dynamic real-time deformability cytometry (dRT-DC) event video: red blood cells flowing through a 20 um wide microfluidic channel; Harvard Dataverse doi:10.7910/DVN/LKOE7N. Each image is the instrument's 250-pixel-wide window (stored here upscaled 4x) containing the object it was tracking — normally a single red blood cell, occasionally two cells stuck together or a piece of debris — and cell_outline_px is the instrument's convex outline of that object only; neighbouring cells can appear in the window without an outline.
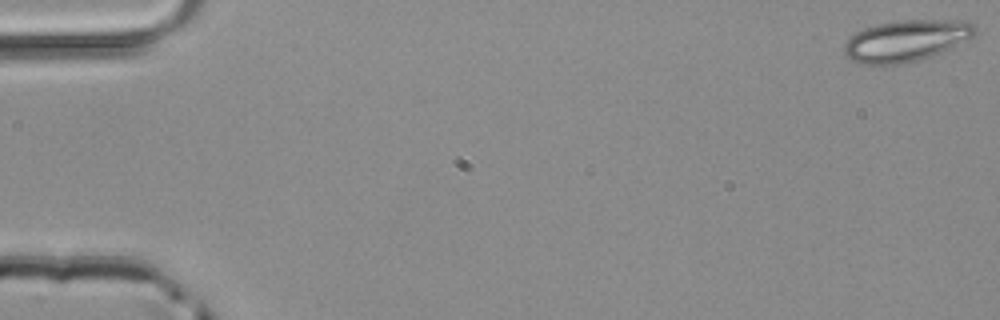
{"species": "common noctule bat (a hibernating species)", "species_latin": "Nyctalus noctula", "temperature_condition": "room temperature", "stored_images_in_passage": 50, "camera_frame_rate_fps": 3000, "um_per_image_px": 0.085, "animal": {"sex": "male", "body_mass_g": 20.4}, "frame": {"image": 1, "passage_image": 1, "time_ms": 0.0, "image_size_px": [1000, 320], "cell_outline_px": [[976, 36], [968, 40], [932, 56], [916, 60], [896, 64], [864, 64], [848, 60], [844, 56], [844, 44], [856, 32], [864, 28], [876, 24], [896, 20], [964, 20], [976, 24]], "centroid_in_image_um": [77.04, 3.44], "position_along_channel_um": 8.0, "area_um2": 31.79}}
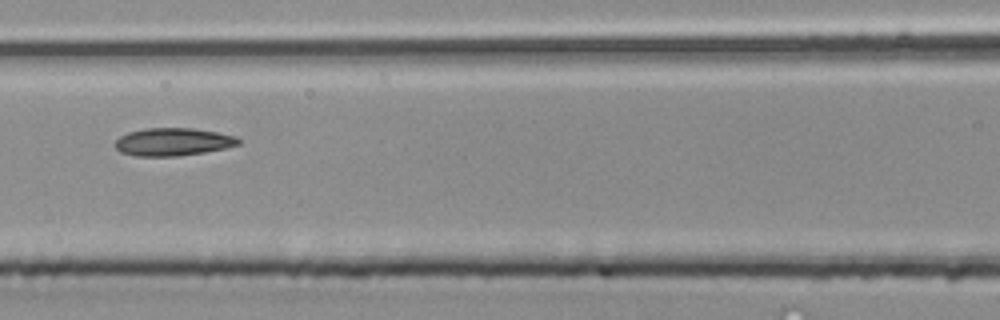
{"frame": {"image": 2, "passage_image": 23, "time_ms": 7.333, "image_size_px": [1000, 320], "cell_outline_px": [[240, 144], [228, 148], [204, 152], [176, 156], [136, 156], [120, 152], [116, 148], [116, 140], [120, 136], [128, 132], [144, 128], [192, 128], [216, 132], [236, 136], [240, 140]], "centroid_in_image_um": [14.71, 12.06], "position_along_channel_um": 151.9, "area_um2": 20.0}}
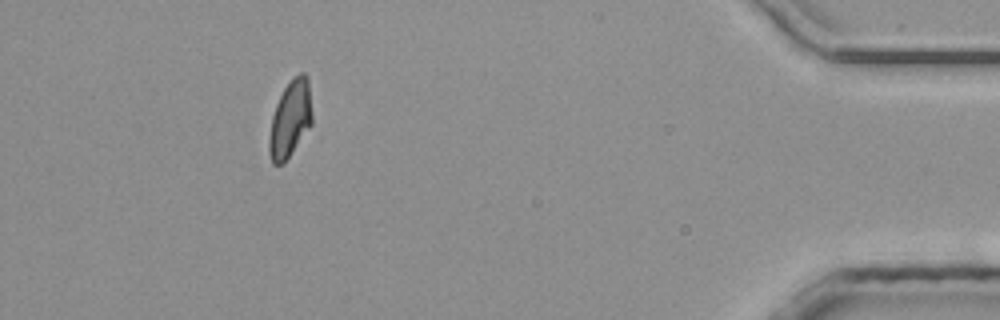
{"frame": {"image": 3, "passage_image": 46, "time_ms": 15.0, "image_size_px": [1000, 320], "cell_outline_px": [[312, 124], [284, 164], [272, 164], [268, 152], [268, 140], [272, 116], [276, 104], [284, 88], [292, 76], [300, 72], [304, 72], [308, 76], [312, 112]], "centroid_in_image_um": [24.67, 10.1], "position_along_channel_um": 410.5, "area_um2": 19.54}}